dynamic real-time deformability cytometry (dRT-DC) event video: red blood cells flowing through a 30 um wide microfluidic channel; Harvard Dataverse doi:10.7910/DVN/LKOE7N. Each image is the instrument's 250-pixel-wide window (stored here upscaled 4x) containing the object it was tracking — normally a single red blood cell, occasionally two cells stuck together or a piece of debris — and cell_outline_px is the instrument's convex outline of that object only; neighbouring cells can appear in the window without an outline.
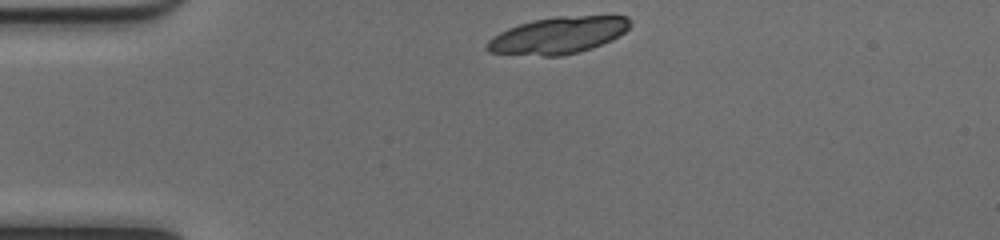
{"species": "common noctule bat (a hibernating species)", "species_latin": "Nyctalus noctula", "temperature_condition": "cold", "stored_images_in_passage": 41, "camera_frame_rate_fps": 3000, "um_per_image_px": 0.085, "animal": {"sex": "female", "body_mass_g": 17.0, "forearm_length_mm": 48.0}, "frame": {"image": 1, "passage_image": 1, "time_ms": 0.0, "image_size_px": [1000, 240], "cell_outline_px": [[632, 24], [624, 32], [612, 40], [592, 48], [580, 52], [560, 56], [544, 56], [488, 52], [484, 48], [484, 44], [492, 36], [508, 28], [532, 20], [556, 16], [628, 16]], "centroid_in_image_um": [47.42, 3.01], "position_along_channel_um": 37.6, "area_um2": 30.81}}